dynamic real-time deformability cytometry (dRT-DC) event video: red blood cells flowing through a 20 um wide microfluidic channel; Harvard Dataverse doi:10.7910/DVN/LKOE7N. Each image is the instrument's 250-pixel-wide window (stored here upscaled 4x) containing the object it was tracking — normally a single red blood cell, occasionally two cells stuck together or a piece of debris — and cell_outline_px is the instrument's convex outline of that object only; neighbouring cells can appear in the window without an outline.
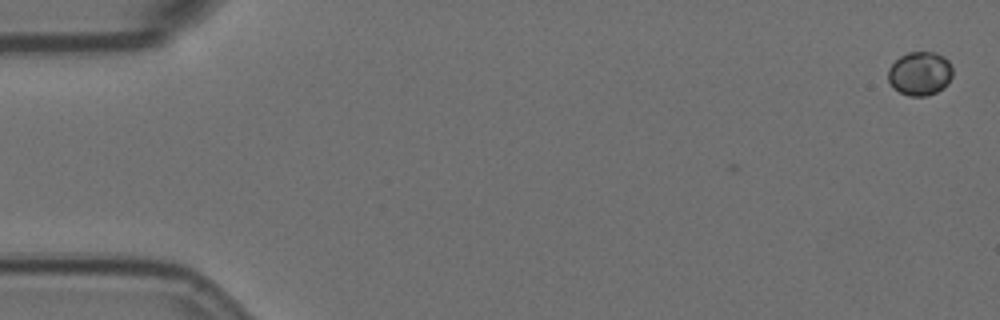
{"species": "Egyptian fruit bat (a non-hibernating species)", "species_latin": "Rousettus aegyptiacus", "temperature_condition": "room temperature", "stored_images_in_passage": 4, "camera_frame_rate_fps": 3000, "um_per_image_px": 0.085, "animal": {"sex": "female"}, "frame": {"image": 1, "passage_image": 4, "time_ms": 1.0, "image_size_px": [1000, 320], "cell_outline_px": [[952, 76], [948, 84], [944, 88], [928, 96], [908, 96], [892, 88], [888, 80], [888, 68], [900, 56], [908, 52], [936, 52], [944, 56], [948, 60], [952, 68]], "centroid_in_image_um": [78.19, 6.25], "position_along_channel_um": 6.8, "area_um2": 16.7}}